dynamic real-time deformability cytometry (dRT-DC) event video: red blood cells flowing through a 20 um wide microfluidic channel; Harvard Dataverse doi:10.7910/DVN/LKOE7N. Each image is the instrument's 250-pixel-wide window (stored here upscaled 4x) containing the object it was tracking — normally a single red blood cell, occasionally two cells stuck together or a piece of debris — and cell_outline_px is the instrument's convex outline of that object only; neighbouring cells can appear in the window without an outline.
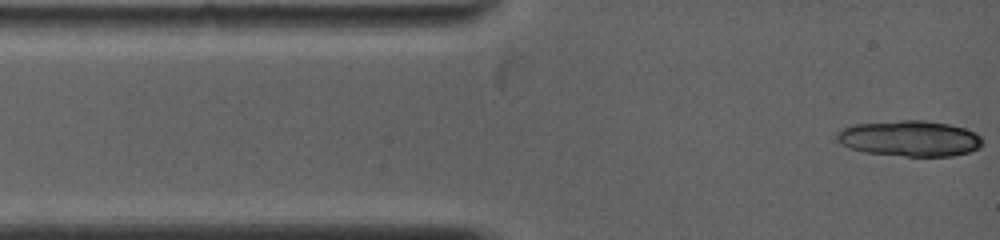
{"species": "common noctule bat (a hibernating species)", "species_latin": "Nyctalus noctula", "temperature_condition": "warm", "stored_images_in_passage": 5, "camera_frame_rate_fps": 5000, "um_per_image_px": 0.085, "animal": {"sex": "female", "body_mass_g": 19.0, "forearm_length_mm": 53.3}, "frame": {"image": 1, "passage_image": 1, "time_ms": 0.0, "image_size_px": [1000, 240], "cell_outline_px": [[980, 148], [972, 152], [952, 156], [904, 156], [864, 152], [848, 148], [840, 144], [836, 140], [836, 132], [840, 128], [852, 124], [900, 120], [924, 120], [948, 124], [964, 128], [980, 136]], "centroid_in_image_um": [77.25, 11.77], "position_along_channel_um": 7.8, "area_um2": 30.63}}